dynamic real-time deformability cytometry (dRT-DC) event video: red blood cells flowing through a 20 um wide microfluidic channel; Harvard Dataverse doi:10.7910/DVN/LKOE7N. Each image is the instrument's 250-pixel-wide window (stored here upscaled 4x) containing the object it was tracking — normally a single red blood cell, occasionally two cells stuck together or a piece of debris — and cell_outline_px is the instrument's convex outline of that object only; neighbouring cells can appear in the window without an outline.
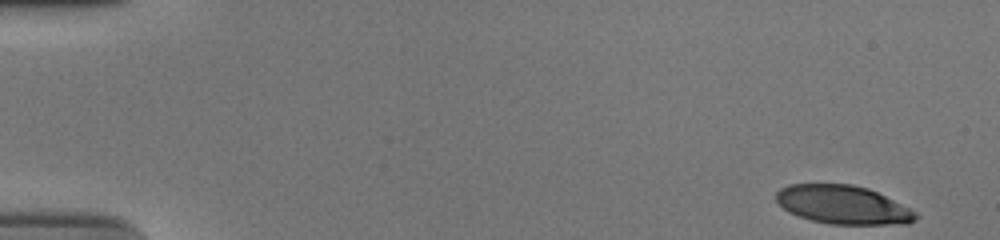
{"species": "human", "species_latin": "Homo sapiens", "temperature_condition": "cold", "stored_images_in_passage": 53, "camera_frame_rate_fps": 3000, "um_per_image_px": 0.085, "donor": {"sex": "male"}, "frame": {"image": 1, "passage_image": 1, "time_ms": 0.0, "image_size_px": [1000, 240], "cell_outline_px": [[920, 216], [916, 220], [908, 224], [828, 224], [812, 220], [788, 212], [776, 200], [776, 192], [780, 188], [788, 184], [852, 184], [868, 188], [916, 212]], "centroid_in_image_um": [71.64, 17.41], "position_along_channel_um": 13.4, "area_um2": 31.21}}
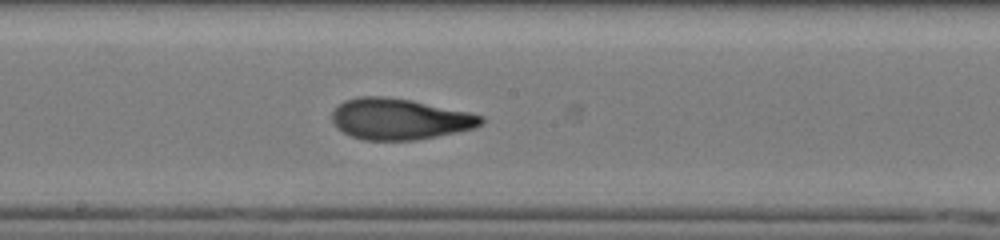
{"frame": {"image": 2, "passage_image": 29, "time_ms": 9.333, "image_size_px": [1000, 240], "cell_outline_px": [[484, 120], [480, 124], [472, 128], [456, 132], [416, 140], [364, 140], [352, 136], [336, 128], [332, 120], [332, 112], [344, 100], [360, 96], [384, 96], [412, 100], [468, 112], [484, 116]], "centroid_in_image_um": [33.93, 10.11], "position_along_channel_um": 214.3, "area_um2": 35.49}}
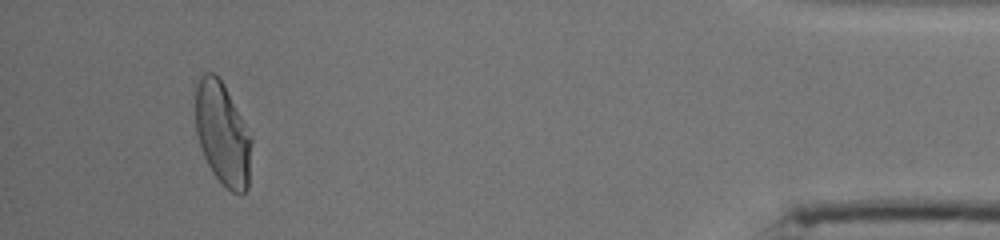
{"frame": {"image": 3, "passage_image": 50, "time_ms": 16.333, "image_size_px": [1000, 240], "cell_outline_px": [[252, 144], [248, 188], [240, 196], [232, 192], [212, 172], [200, 148], [196, 132], [196, 84], [200, 76], [204, 72], [212, 72], [224, 84], [252, 136]], "centroid_in_image_um": [18.93, 11.38], "position_along_channel_um": 416.3, "area_um2": 33.7}, "authors_computed_cell_mechanics": {"area_um2": 34.5066, "velocity_mm_per_s": 3.7429, "shape_relaxation_time_tau1_ms": 6.8582, "shape_relaxation_time_tau2_ms": 0.9424, "deformation_change_tau1": 0.2822, "deformation_change_tau2": 0.073}}